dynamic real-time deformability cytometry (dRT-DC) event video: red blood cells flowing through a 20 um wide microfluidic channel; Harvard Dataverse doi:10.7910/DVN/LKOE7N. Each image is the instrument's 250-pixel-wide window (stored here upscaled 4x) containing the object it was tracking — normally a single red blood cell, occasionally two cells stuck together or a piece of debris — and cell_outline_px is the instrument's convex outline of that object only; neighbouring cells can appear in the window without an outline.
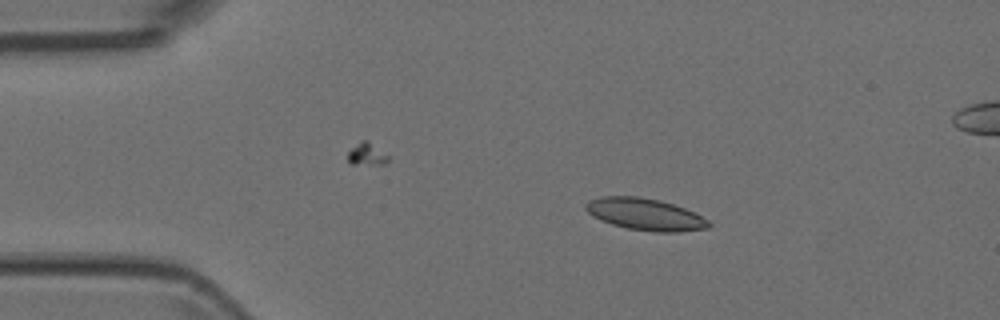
{"species": "Egyptian fruit bat (a non-hibernating species)", "species_latin": "Rousettus aegyptiacus", "temperature_condition": "room temperature", "stored_images_in_passage": 7, "camera_frame_rate_fps": 3000, "um_per_image_px": 0.085, "animal": {"sex": "female"}, "frame": {"image": 1, "passage_image": 2, "time_ms": 0.333, "image_size_px": [1000, 320], "cell_outline_px": [[712, 224], [708, 228], [676, 232], [652, 232], [628, 228], [612, 224], [600, 220], [592, 216], [584, 208], [584, 204], [588, 200], [600, 196], [640, 196], [660, 200], [684, 208], [708, 220]], "centroid_in_image_um": [54.79, 18.21], "position_along_channel_um": 30.2, "area_um2": 22.89}}
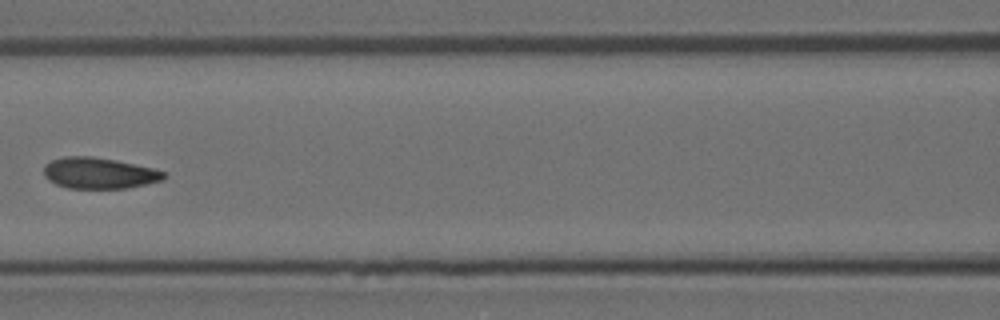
{"frame": {"image": 2, "passage_image": 6, "time_ms": 1.667, "image_size_px": [1000, 320], "cell_outline_px": [[168, 176], [164, 180], [128, 188], [68, 188], [56, 184], [48, 180], [44, 176], [44, 164], [52, 160], [64, 156], [92, 156], [116, 160], [152, 168], [164, 172]], "centroid_in_image_um": [8.42, 14.71], "position_along_channel_um": 158.2, "area_um2": 21.85}}
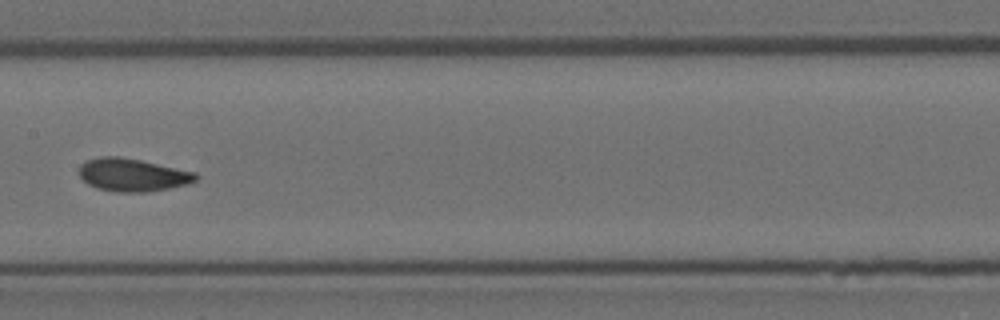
{"frame": {"image": 3, "passage_image": 7, "time_ms": 2.0, "image_size_px": [1000, 320], "cell_outline_px": [[200, 176], [196, 180], [188, 184], [148, 192], [116, 192], [96, 188], [88, 184], [80, 176], [80, 164], [88, 160], [100, 156], [120, 156], [140, 160], [196, 172]], "centroid_in_image_um": [11.28, 14.87], "position_along_channel_um": 196.1, "area_um2": 22.37}}